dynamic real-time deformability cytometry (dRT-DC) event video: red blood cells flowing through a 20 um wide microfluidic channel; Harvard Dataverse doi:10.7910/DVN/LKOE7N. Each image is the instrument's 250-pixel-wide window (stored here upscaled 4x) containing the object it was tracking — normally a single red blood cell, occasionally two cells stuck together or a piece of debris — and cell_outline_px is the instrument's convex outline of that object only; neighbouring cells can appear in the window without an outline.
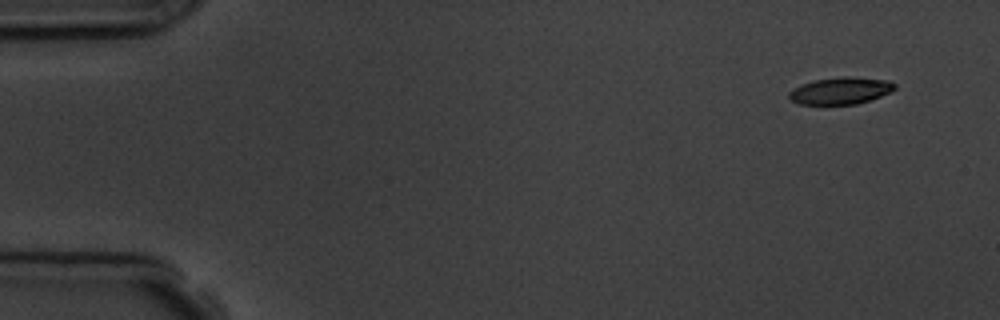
{"species": "common noctule bat (a hibernating species)", "species_latin": "Nyctalus noctula", "temperature_condition": "room temperature", "stored_images_in_passage": 4, "camera_frame_rate_fps": 3000, "um_per_image_px": 0.085, "animal": {"sex": "male", "body_mass_g": 19.5, "forearm_length_mm": 54.6}, "frame": {"image": 1, "passage_image": 1, "time_ms": 0.0, "image_size_px": [1000, 320], "cell_outline_px": [[896, 88], [892, 92], [856, 104], [800, 104], [792, 100], [788, 96], [788, 92], [792, 88], [812, 80], [844, 76], [848, 76], [888, 80], [896, 84]], "centroid_in_image_um": [71.45, 7.7], "position_along_channel_um": 13.6, "area_um2": 16.65}}
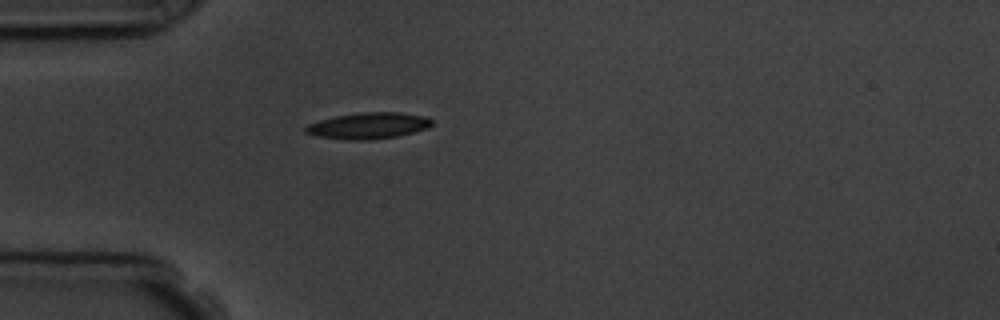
{"frame": {"image": 2, "passage_image": 4, "time_ms": 4.0, "image_size_px": [1000, 320], "cell_outline_px": [[432, 124], [428, 128], [396, 136], [372, 140], [348, 140], [316, 136], [304, 132], [304, 128], [308, 124], [320, 120], [336, 116], [360, 112], [396, 112], [428, 116], [432, 120]], "centroid_in_image_um": [31.31, 10.68], "position_along_channel_um": 53.7, "area_um2": 19.36}}